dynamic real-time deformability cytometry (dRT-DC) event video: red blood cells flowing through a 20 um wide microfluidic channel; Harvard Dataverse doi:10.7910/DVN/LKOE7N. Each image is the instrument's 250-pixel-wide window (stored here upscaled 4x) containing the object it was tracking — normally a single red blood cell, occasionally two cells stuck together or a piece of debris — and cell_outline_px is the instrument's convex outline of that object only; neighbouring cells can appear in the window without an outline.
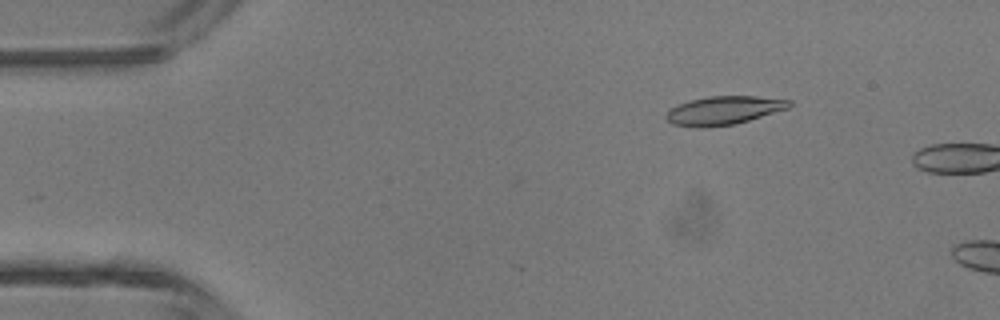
{"species": "common noctule bat (a hibernating species)", "species_latin": "Nyctalus noctula", "temperature_condition": "room temperature", "stored_images_in_passage": 2, "camera_frame_rate_fps": 3000, "um_per_image_px": 0.085, "animal": {"sex": "male", "body_mass_g": 13.3}, "frame": {"image": 1, "passage_image": 1, "time_ms": 0.0, "image_size_px": [1000, 320], "cell_outline_px": [[792, 104], [788, 108], [736, 124], [704, 128], [700, 128], [672, 124], [664, 116], [668, 108], [676, 104], [708, 96], [756, 96], [792, 100]], "centroid_in_image_um": [61.48, 9.39], "position_along_channel_um": 23.5, "area_um2": 20.63}}